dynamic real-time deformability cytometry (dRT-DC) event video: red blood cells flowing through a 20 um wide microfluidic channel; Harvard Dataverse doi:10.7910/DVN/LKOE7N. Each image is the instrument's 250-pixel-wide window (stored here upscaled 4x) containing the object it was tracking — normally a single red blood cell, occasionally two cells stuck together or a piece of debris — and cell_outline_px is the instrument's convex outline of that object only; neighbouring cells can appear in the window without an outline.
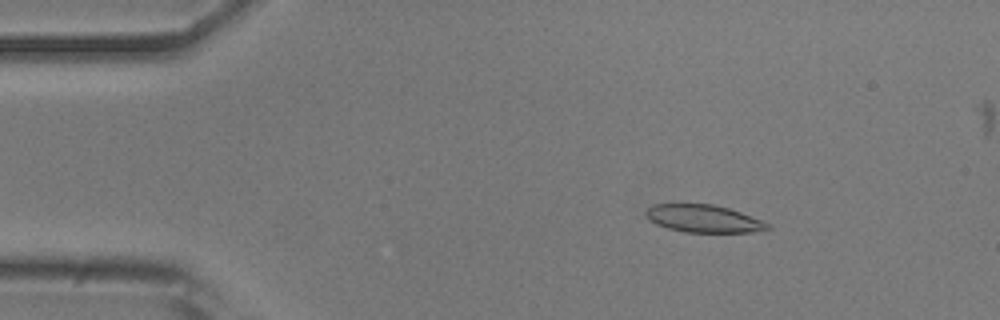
{"species": "common noctule bat (a hibernating species)", "species_latin": "Nyctalus noctula", "temperature_condition": "room temperature", "stored_images_in_passage": 42, "camera_frame_rate_fps": 3000, "um_per_image_px": 0.085, "animal": {"sex": "male", "body_mass_g": 20.5, "forearm_length_mm": 52.5}, "frame": {"image": 1, "passage_image": 8, "time_ms": 2.333, "image_size_px": [1000, 320], "cell_outline_px": [[772, 228], [752, 232], [684, 232], [668, 228], [656, 224], [644, 212], [652, 204], [712, 204], [728, 208], [740, 212], [760, 220], [768, 224]], "centroid_in_image_um": [59.79, 18.58], "position_along_channel_um": 25.2, "area_um2": 19.25}}
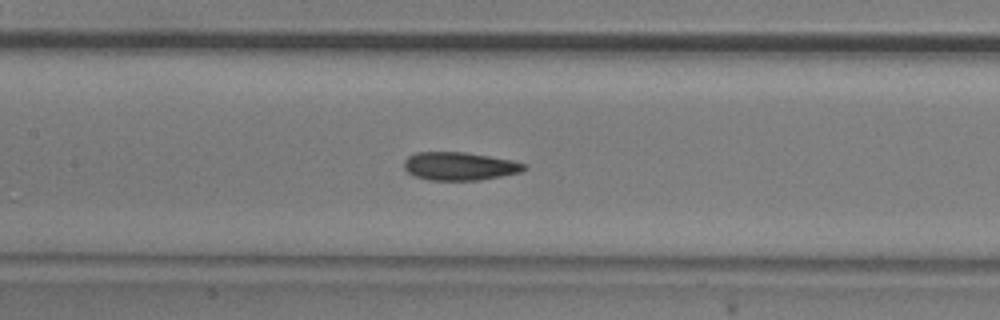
{"frame": {"image": 2, "passage_image": 24, "time_ms": 7.667, "image_size_px": [1000, 320], "cell_outline_px": [[528, 168], [520, 172], [480, 180], [428, 180], [416, 176], [408, 172], [404, 168], [404, 160], [408, 156], [416, 152], [464, 152], [512, 160], [524, 164]], "centroid_in_image_um": [39.04, 14.12], "position_along_channel_um": 168.4, "area_um2": 19.59}}
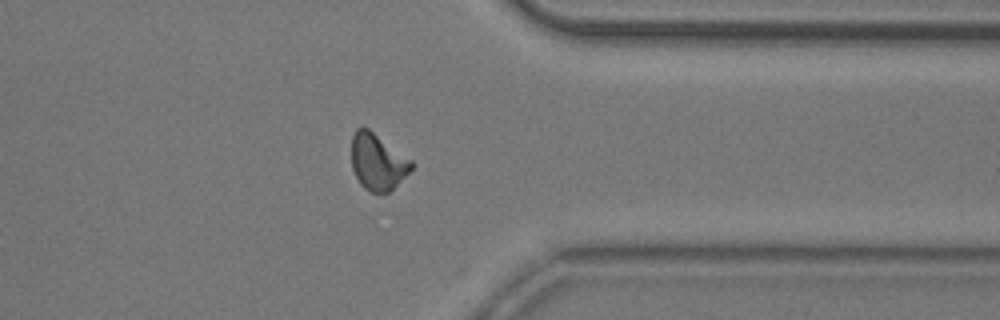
{"frame": {"image": 3, "passage_image": 41, "time_ms": 13.333, "image_size_px": [1000, 320], "cell_outline_px": [[416, 164], [388, 192], [368, 192], [360, 184], [352, 168], [352, 136], [356, 128], [368, 128], [412, 160]], "centroid_in_image_um": [32.09, 13.75], "position_along_channel_um": 379.3, "area_um2": 19.42}, "authors_computed_cell_mechanics": {"area_um2": 19.941, "velocity_mm_per_s": 3.8674, "shape_relaxation_time_tau1_ms": 7.1662, "shape_relaxation_time_tau2_ms": 2.4057, "deformation_change_tau1": 0.1981, "deformation_change_tau2": 0.0987}}